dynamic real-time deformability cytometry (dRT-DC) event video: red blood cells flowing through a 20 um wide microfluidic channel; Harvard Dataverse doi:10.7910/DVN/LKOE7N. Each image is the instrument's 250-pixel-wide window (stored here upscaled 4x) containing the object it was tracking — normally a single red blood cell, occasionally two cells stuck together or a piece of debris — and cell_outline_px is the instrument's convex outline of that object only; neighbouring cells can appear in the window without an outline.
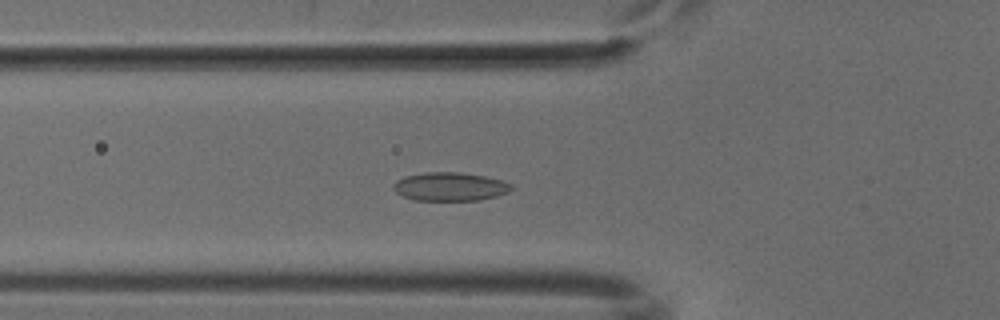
{"species": "common noctule bat (a hibernating species)", "species_latin": "Nyctalus noctula", "temperature_condition": "cold", "stored_images_in_passage": 54, "segment_of_instrument_passage": [1, 2], "camera_frame_rate_fps": 3000, "um_per_image_px": 0.085, "animal": {"sex": "male", "body_mass_g": 18.8}, "frame": {"image": 1, "passage_image": 19, "time_ms": 6.0, "image_size_px": [1000, 320], "cell_outline_px": [[512, 188], [508, 192], [496, 196], [480, 200], [416, 200], [404, 196], [396, 192], [392, 188], [392, 184], [396, 180], [404, 176], [424, 172], [460, 172], [484, 176], [504, 180], [512, 184]], "centroid_in_image_um": [38.24, 15.85], "position_along_channel_um": 87.6, "area_um2": 19.71}}
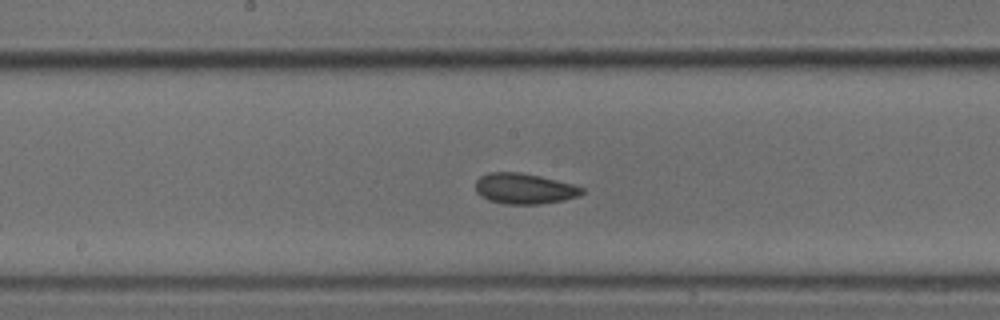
{"frame": {"image": 2, "passage_image": 28, "time_ms": 9.0, "image_size_px": [1000, 320], "cell_outline_px": [[584, 192], [580, 196], [564, 200], [540, 204], [504, 204], [488, 200], [480, 196], [476, 192], [476, 180], [480, 176], [488, 172], [520, 172], [540, 176], [572, 184], [584, 188]], "centroid_in_image_um": [44.55, 16.04], "position_along_channel_um": 203.6, "area_um2": 19.13}}
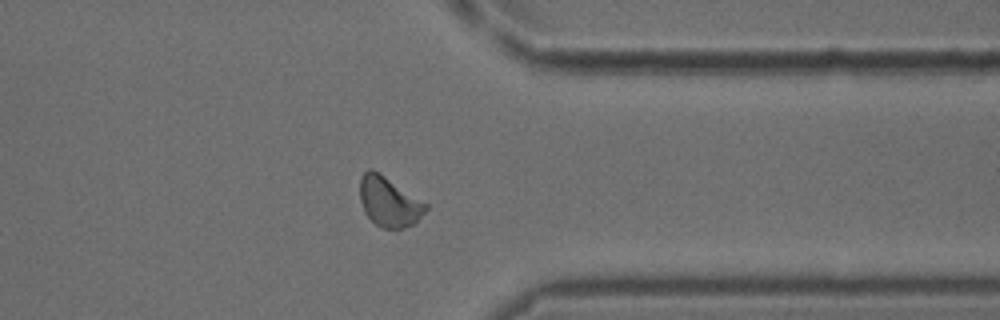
{"frame": {"image": 3, "passage_image": 42, "time_ms": 13.667, "image_size_px": [1000, 320], "cell_outline_px": [[428, 208], [412, 224], [404, 228], [384, 228], [376, 224], [364, 212], [360, 200], [360, 176], [368, 168], [372, 168], [380, 172], [428, 204]], "centroid_in_image_um": [33.04, 17.11], "position_along_channel_um": 378.4, "area_um2": 19.07}}